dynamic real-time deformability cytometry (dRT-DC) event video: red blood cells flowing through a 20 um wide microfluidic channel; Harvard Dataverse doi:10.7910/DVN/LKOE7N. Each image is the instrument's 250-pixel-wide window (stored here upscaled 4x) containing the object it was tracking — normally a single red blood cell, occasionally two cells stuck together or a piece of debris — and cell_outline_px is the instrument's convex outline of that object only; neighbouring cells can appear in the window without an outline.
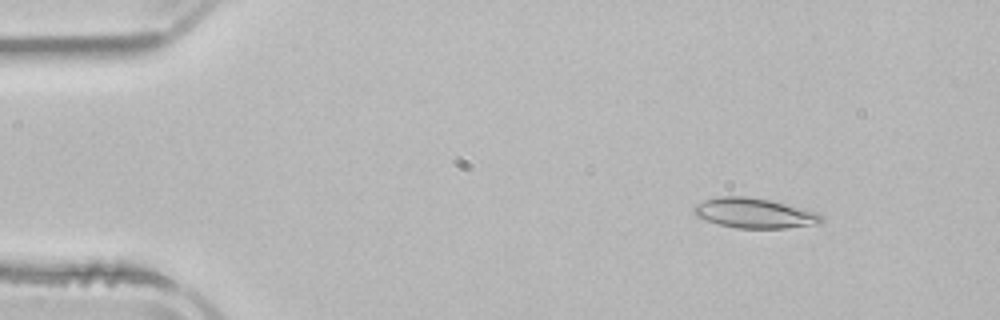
{"species": "common noctule bat (a hibernating species)", "species_latin": "Nyctalus noctula", "temperature_condition": "room temperature", "stored_images_in_passage": 3, "camera_frame_rate_fps": 3000, "um_per_image_px": 0.085, "animal": {"sex": "male", "body_mass_g": 21.5, "forearm_length_mm": 52.0}, "frame": {"image": 1, "passage_image": 1, "time_ms": 0.0, "image_size_px": [1000, 320], "cell_outline_px": [[824, 220], [820, 224], [784, 228], [736, 228], [720, 224], [696, 216], [692, 212], [692, 208], [696, 204], [704, 200], [720, 196], [748, 196], [768, 200], [820, 212], [824, 216]], "centroid_in_image_um": [64.16, 18.11], "position_along_channel_um": 20.8, "area_um2": 22.37}}